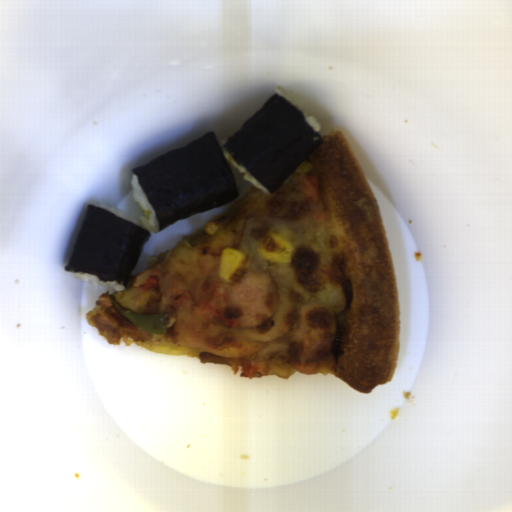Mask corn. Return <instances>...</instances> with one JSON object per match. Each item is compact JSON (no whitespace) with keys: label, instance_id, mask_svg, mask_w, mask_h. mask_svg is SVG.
I'll return each instance as SVG.
<instances>
[{"label":"corn","instance_id":"51d56268","mask_svg":"<svg viewBox=\"0 0 512 512\" xmlns=\"http://www.w3.org/2000/svg\"><path fill=\"white\" fill-rule=\"evenodd\" d=\"M244 256L234 248H224L221 250L218 272L223 279H229L239 268Z\"/></svg>","mask_w":512,"mask_h":512}]
</instances>
